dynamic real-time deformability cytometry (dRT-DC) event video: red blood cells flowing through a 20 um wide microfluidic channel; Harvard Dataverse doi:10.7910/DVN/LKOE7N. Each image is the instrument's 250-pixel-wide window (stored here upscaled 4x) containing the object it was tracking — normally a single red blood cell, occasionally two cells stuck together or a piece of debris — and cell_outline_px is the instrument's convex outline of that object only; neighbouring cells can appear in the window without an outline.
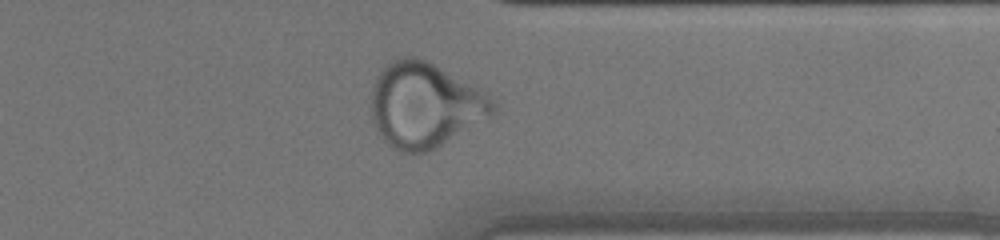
{"species": "human", "species_latin": "Homo sapiens", "temperature_condition": "warm", "stored_images_in_passage": 33, "camera_frame_rate_fps": 3000, "um_per_image_px": 0.085, "donor": {"sex": "female"}, "frame": {"image": 1, "passage_image": 24, "time_ms": 7.667, "image_size_px": [1000, 240], "cell_outline_px": [[496, 108], [488, 116], [436, 148], [424, 152], [400, 152], [388, 144], [380, 136], [376, 128], [372, 116], [372, 88], [376, 76], [388, 60], [404, 56], [416, 56], [428, 60], [436, 64], [488, 92], [496, 100]], "centroid_in_image_um": [36.1, 8.87], "position_along_channel_um": 375.3, "area_um2": 60.4}}